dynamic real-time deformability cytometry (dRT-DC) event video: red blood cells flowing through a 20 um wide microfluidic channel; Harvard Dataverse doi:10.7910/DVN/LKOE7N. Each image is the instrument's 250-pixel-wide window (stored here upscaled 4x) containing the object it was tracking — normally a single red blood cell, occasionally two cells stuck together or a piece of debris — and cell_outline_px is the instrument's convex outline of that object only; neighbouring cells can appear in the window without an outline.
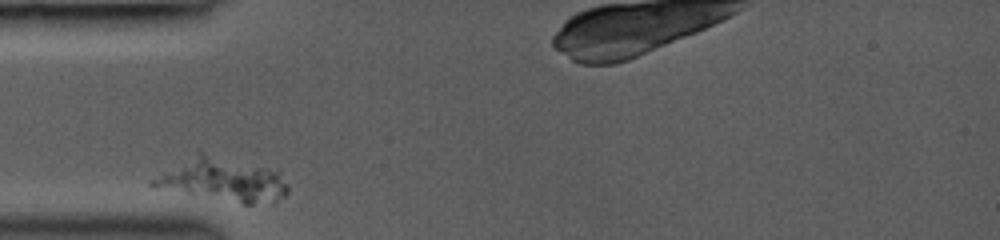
{"species": "common noctule bat (a hibernating species)", "species_latin": "Nyctalus noctula", "temperature_condition": "room temperature", "stored_images_in_passage": 30, "camera_frame_rate_fps": 3000, "um_per_image_px": 0.085, "animal": {"sex": "female", "body_mass_g": 19.0, "forearm_length_mm": 53.3}, "frame": {"image": 1, "passage_image": 1, "time_ms": 0.0, "image_size_px": [1000, 240], "cell_outline_px": [[288, 192], [284, 196], [252, 204], [244, 204], [148, 184], [148, 180], [200, 148], [264, 168], [276, 172], [288, 184]], "centroid_in_image_um": [18.86, 15.19], "position_along_channel_um": 66.1, "area_um2": 33.35}}
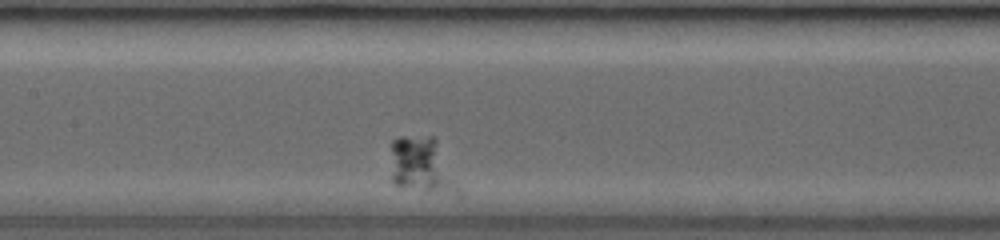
{"frame": {"image": 2, "passage_image": 13, "time_ms": 3.0, "image_size_px": [1000, 240], "cell_outline_px": [[464, 192], [460, 196], [396, 188], [392, 180], [392, 140], [400, 136], [432, 136], [436, 140]], "centroid_in_image_um": [35.91, 14.16], "position_along_channel_um": 171.5, "area_um2": 22.72}}
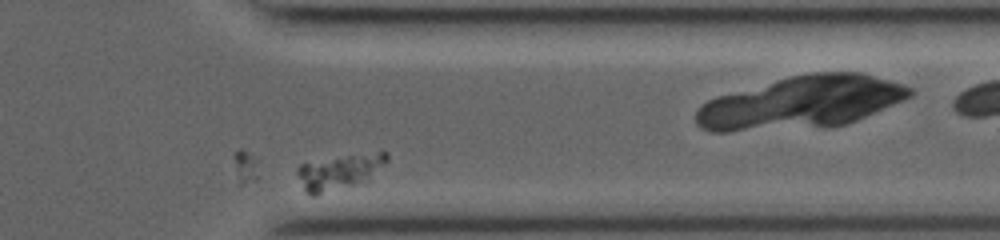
{"frame": {"image": 3, "passage_image": 29, "time_ms": 8.667, "image_size_px": [1000, 240], "cell_outline_px": [[388, 160], [368, 184], [316, 196], [312, 196], [304, 188], [296, 172], [296, 168], [300, 164], [348, 156], [380, 152], [388, 152]], "centroid_in_image_um": [28.93, 14.68], "position_along_channel_um": 382.5, "area_um2": 18.73}}